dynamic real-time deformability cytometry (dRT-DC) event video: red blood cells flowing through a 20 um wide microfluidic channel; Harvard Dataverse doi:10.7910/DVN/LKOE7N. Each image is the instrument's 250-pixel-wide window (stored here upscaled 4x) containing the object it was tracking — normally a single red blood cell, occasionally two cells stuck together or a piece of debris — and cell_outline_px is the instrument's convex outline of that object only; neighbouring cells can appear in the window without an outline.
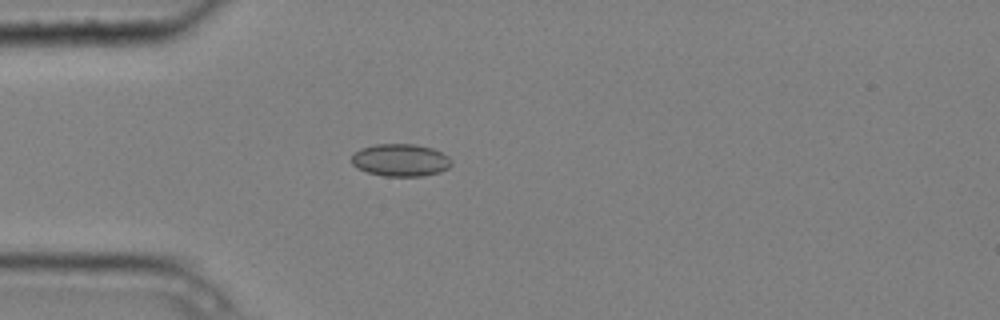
{"species": "common noctule bat (a hibernating species)", "species_latin": "Nyctalus noctula", "temperature_condition": "cold", "stored_images_in_passage": 5, "camera_frame_rate_fps": 3000, "um_per_image_px": 0.085, "animal": {"sex": "male", "body_mass_g": 20.4}, "frame": {"image": 1, "passage_image": 4, "time_ms": 1.0, "image_size_px": [1000, 320], "cell_outline_px": [[452, 164], [448, 168], [440, 172], [420, 176], [384, 176], [368, 172], [356, 168], [352, 164], [352, 156], [360, 148], [376, 144], [416, 144], [432, 148], [448, 156], [452, 160]], "centroid_in_image_um": [34.05, 13.61], "position_along_channel_um": 51.0, "area_um2": 18.9}}